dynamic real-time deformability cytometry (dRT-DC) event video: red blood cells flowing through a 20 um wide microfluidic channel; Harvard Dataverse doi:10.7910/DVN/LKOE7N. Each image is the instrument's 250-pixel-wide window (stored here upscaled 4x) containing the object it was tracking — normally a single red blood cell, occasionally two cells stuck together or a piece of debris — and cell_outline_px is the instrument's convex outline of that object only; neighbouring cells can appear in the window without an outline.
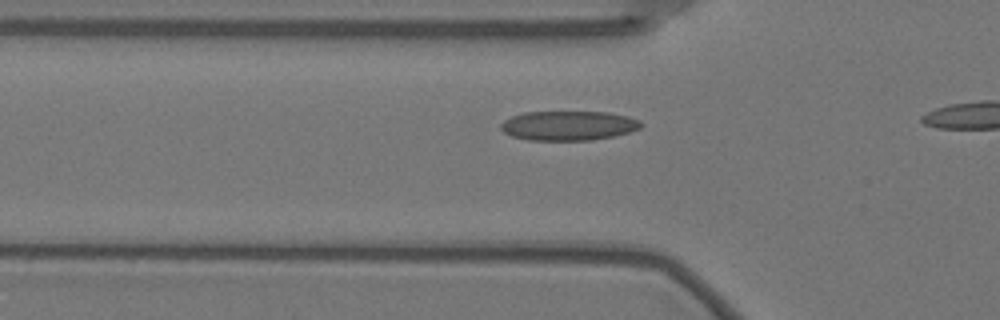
{"species": "Egyptian fruit bat (a non-hibernating species)", "species_latin": "Rousettus aegyptiacus", "temperature_condition": "warm", "stored_images_in_passage": 15, "camera_frame_rate_fps": 3000, "um_per_image_px": 0.085, "animal": {"sex": "female"}, "frame": {"image": 1, "passage_image": 13, "time_ms": 4.0, "image_size_px": [1000, 320], "cell_outline_px": [[644, 124], [640, 128], [628, 132], [612, 136], [592, 140], [528, 140], [512, 136], [504, 132], [500, 128], [500, 124], [504, 120], [512, 116], [524, 112], [608, 112], [628, 116], [640, 120]], "centroid_in_image_um": [48.32, 10.67], "position_along_channel_um": 77.5, "area_um2": 24.1}}